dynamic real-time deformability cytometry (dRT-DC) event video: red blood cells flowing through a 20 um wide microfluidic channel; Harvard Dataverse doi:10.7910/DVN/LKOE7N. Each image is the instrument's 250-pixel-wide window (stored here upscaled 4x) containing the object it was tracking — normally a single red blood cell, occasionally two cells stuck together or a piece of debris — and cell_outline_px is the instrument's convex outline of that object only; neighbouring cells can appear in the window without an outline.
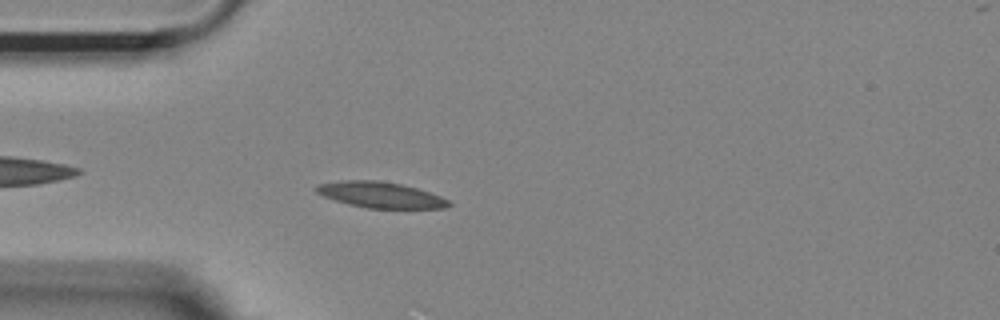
{"species": "Egyptian fruit bat (a non-hibernating species)", "species_latin": "Rousettus aegyptiacus", "temperature_condition": "room temperature", "stored_images_in_passage": 16, "camera_frame_rate_fps": 3000, "um_per_image_px": 0.085, "animal": {"sex": "female"}, "frame": {"image": 1, "passage_image": 4, "time_ms": 1.0, "image_size_px": [1000, 320], "cell_outline_px": [[452, 204], [444, 208], [368, 208], [348, 204], [324, 196], [316, 192], [316, 184], [340, 180], [376, 180], [400, 184], [416, 188], [440, 196], [448, 200]], "centroid_in_image_um": [32.31, 16.56], "position_along_channel_um": 52.7, "area_um2": 19.77}}
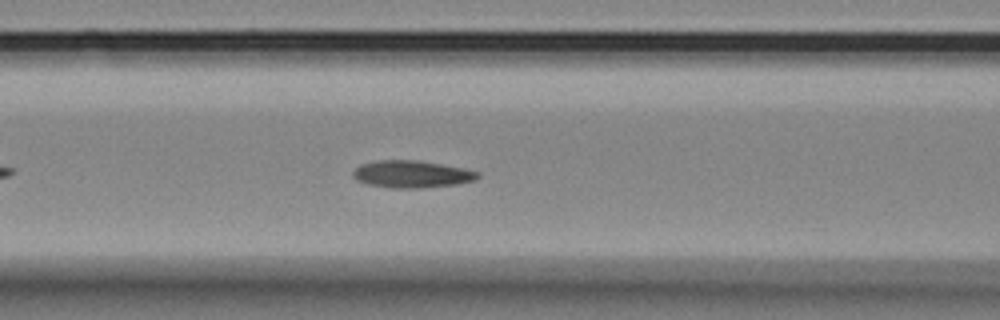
{"frame": {"image": 2, "passage_image": 11, "time_ms": 3.333, "image_size_px": [1000, 320], "cell_outline_px": [[480, 176], [476, 180], [456, 184], [420, 188], [392, 188], [368, 184], [356, 180], [352, 176], [352, 172], [360, 164], [376, 160], [420, 160], [464, 168], [480, 172]], "centroid_in_image_um": [35.0, 14.79], "position_along_channel_um": 131.6, "area_um2": 19.94}}
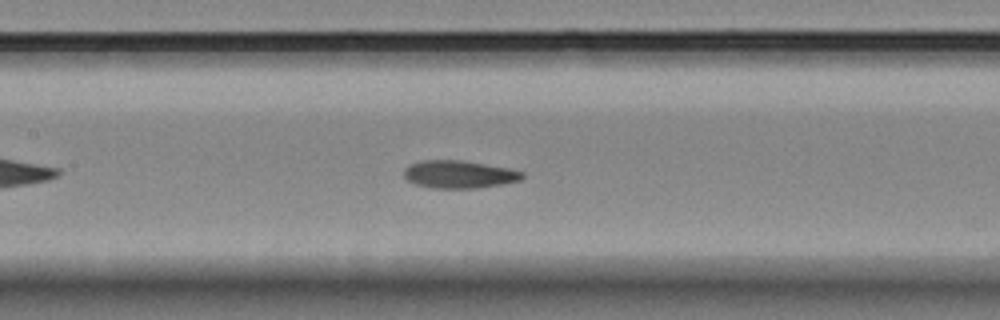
{"frame": {"image": 3, "passage_image": 14, "time_ms": 4.333, "image_size_px": [1000, 320], "cell_outline_px": [[524, 176], [520, 180], [500, 184], [476, 188], [432, 188], [416, 184], [408, 180], [404, 176], [404, 168], [408, 164], [420, 160], [460, 160], [512, 168], [524, 172]], "centroid_in_image_um": [39.01, 14.8], "position_along_channel_um": 168.4, "area_um2": 19.19}}